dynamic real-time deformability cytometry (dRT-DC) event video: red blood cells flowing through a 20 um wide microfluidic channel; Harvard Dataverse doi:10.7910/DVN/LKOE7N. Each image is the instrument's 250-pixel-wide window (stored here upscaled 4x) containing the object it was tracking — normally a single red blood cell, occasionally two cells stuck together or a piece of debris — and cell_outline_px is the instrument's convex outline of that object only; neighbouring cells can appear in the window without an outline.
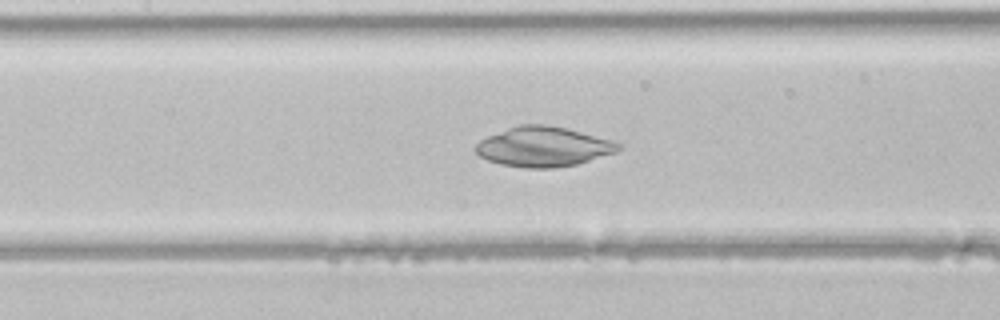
{"species": "common noctule bat (a hibernating species)", "species_latin": "Nyctalus noctula", "temperature_condition": "room temperature", "stored_images_in_passage": 17, "camera_frame_rate_fps": 3000, "um_per_image_px": 0.085, "animal": {"sex": "male", "body_mass_g": 21.5, "forearm_length_mm": 52.0}, "frame": {"image": 1, "passage_image": 7, "time_ms": 2.0, "image_size_px": [1000, 320], "cell_outline_px": [[624, 148], [616, 152], [576, 164], [552, 168], [524, 168], [500, 164], [488, 160], [480, 156], [476, 152], [476, 144], [480, 140], [488, 136], [508, 128], [520, 124], [544, 124], [568, 128], [624, 144]], "centroid_in_image_um": [46.21, 12.47], "position_along_channel_um": 161.2, "area_um2": 33.06}}
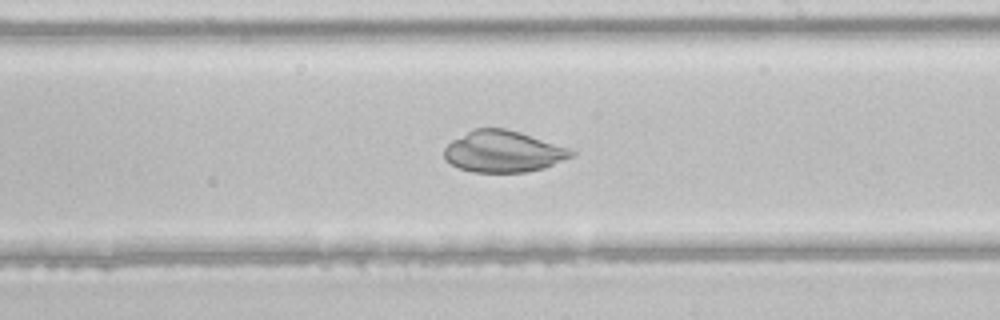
{"frame": {"image": 2, "passage_image": 13, "time_ms": 4.0, "image_size_px": [1000, 320], "cell_outline_px": [[576, 156], [544, 168], [528, 172], [472, 172], [460, 168], [444, 160], [444, 148], [452, 140], [476, 128], [504, 128], [520, 132], [568, 148], [576, 152]], "centroid_in_image_um": [42.79, 12.89], "position_along_channel_um": 246.2, "area_um2": 30.69}}
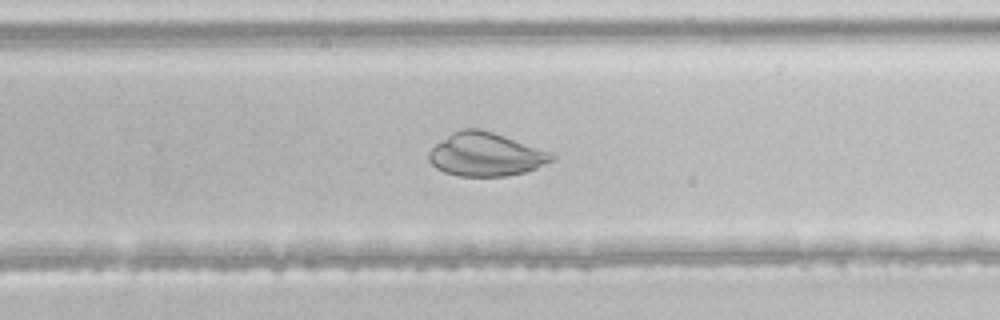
{"frame": {"image": 3, "passage_image": 16, "time_ms": 5.0, "image_size_px": [1000, 320], "cell_outline_px": [[556, 156], [552, 160], [536, 168], [524, 172], [508, 176], [460, 176], [444, 172], [436, 168], [428, 160], [428, 152], [436, 144], [452, 132], [464, 128], [480, 128], [552, 152]], "centroid_in_image_um": [41.27, 13.13], "position_along_channel_um": 288.5, "area_um2": 30.98}}